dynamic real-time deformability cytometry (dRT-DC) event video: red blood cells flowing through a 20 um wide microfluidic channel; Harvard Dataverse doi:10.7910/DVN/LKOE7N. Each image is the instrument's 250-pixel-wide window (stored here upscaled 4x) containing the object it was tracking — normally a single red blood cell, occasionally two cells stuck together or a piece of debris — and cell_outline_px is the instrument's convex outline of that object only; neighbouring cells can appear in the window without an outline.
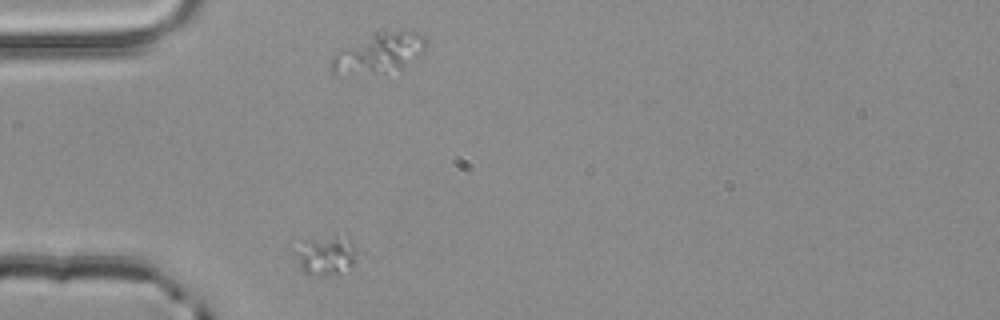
{"species": "common noctule bat (a hibernating species)", "species_latin": "Nyctalus noctula", "temperature_condition": "room temperature", "stored_images_in_passage": 1, "camera_frame_rate_fps": 3000, "um_per_image_px": 0.085, "animal": {"sex": "male", "body_mass_g": 20.4}, "frame": {"image": 1, "passage_image": 1, "time_ms": 0.0, "image_size_px": [1000, 320], "cell_outline_px": [[360, 252], [356, 260], [352, 264], [340, 272], [324, 276], [320, 276], [304, 272], [300, 268], [288, 248], [304, 240], [336, 236], [348, 240]], "centroid_in_image_um": [27.58, 21.7], "position_along_channel_um": 57.4, "area_um2": 14.51}}